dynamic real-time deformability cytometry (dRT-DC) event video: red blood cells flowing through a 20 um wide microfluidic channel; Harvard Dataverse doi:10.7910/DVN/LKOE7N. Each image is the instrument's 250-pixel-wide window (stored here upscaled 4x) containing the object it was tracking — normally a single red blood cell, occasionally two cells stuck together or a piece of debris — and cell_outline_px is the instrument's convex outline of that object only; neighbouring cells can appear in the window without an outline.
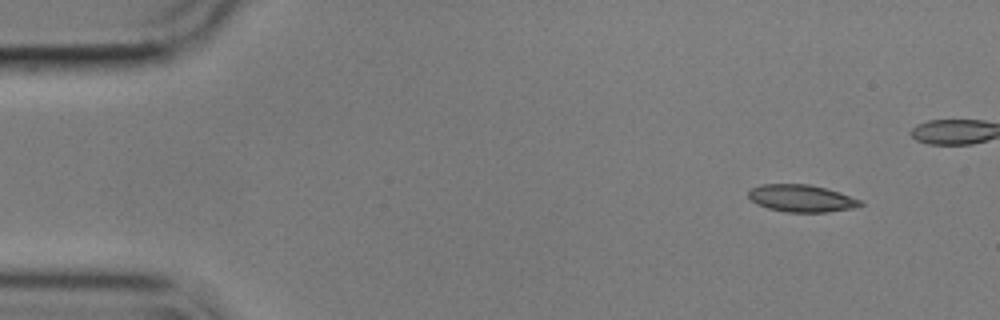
{"species": "common noctule bat (a hibernating species)", "species_latin": "Nyctalus noctula", "temperature_condition": "cold", "stored_images_in_passage": 44, "camera_frame_rate_fps": 3000, "um_per_image_px": 0.085, "animal": {"sex": "male", "body_mass_g": 17.9}, "frame": {"image": 1, "passage_image": 1, "time_ms": 0.0, "image_size_px": [1000, 320], "cell_outline_px": [[864, 204], [852, 208], [828, 212], [784, 212], [768, 208], [756, 204], [748, 196], [748, 192], [752, 188], [760, 184], [808, 184], [840, 192], [860, 200]], "centroid_in_image_um": [68.1, 16.86], "position_along_channel_um": 16.9, "area_um2": 17.69}}
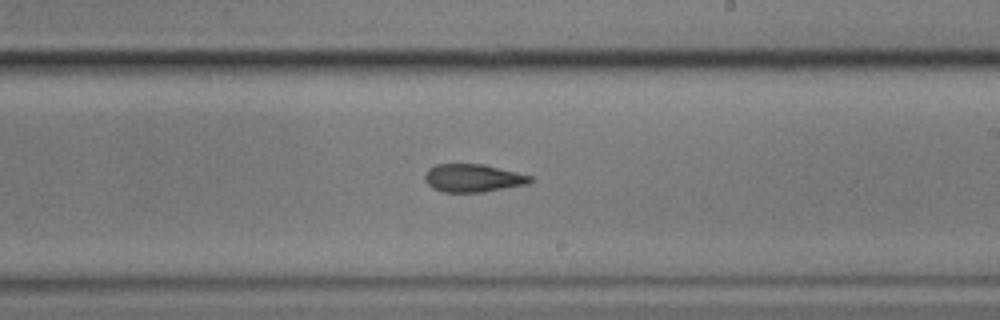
{"frame": {"image": 2, "passage_image": 28, "time_ms": 9.0, "image_size_px": [1000, 320], "cell_outline_px": [[532, 180], [528, 184], [484, 192], [444, 192], [432, 188], [424, 180], [424, 176], [428, 168], [436, 164], [484, 164], [532, 176]], "centroid_in_image_um": [40.18, 15.13], "position_along_channel_um": 248.8, "area_um2": 17.22}}
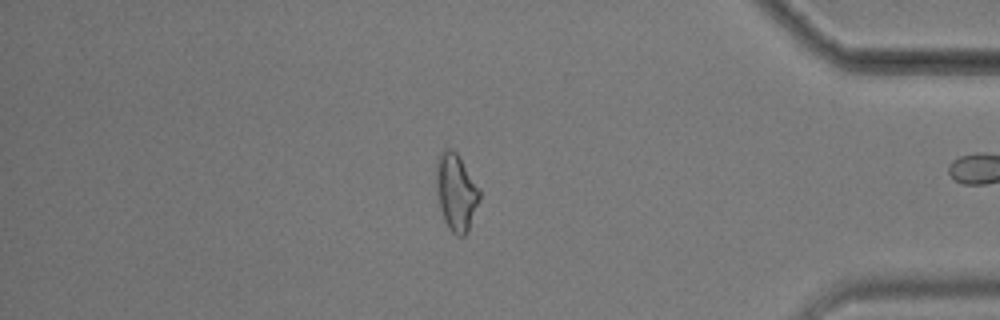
{"frame": {"image": 3, "passage_image": 43, "time_ms": 14.0, "image_size_px": [1000, 320], "cell_outline_px": [[480, 200], [468, 232], [464, 236], [456, 236], [448, 228], [444, 220], [440, 208], [436, 192], [436, 160], [440, 152], [444, 148], [452, 148], [460, 156], [480, 188]], "centroid_in_image_um": [38.77, 16.31], "position_along_channel_um": 396.4, "area_um2": 19.94}}